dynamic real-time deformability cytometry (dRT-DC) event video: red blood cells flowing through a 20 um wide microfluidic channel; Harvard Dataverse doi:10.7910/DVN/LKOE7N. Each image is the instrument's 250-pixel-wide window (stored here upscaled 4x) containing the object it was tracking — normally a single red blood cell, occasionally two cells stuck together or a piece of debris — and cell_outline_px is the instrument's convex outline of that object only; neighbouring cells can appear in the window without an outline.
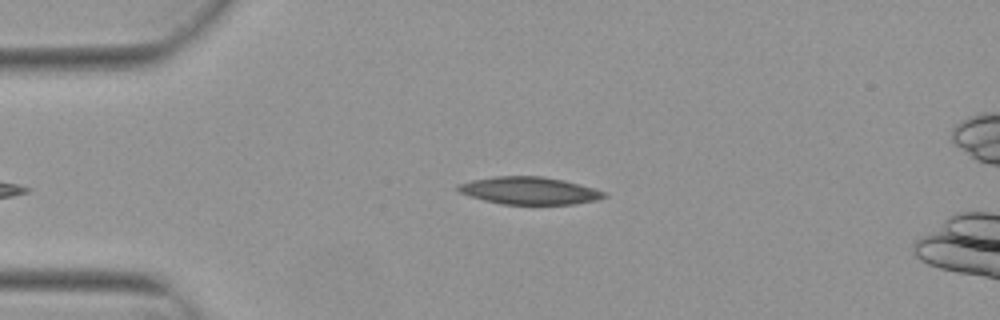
{"species": "Egyptian fruit bat (a non-hibernating species)", "species_latin": "Rousettus aegyptiacus", "temperature_condition": "warm", "stored_images_in_passage": 37, "camera_frame_rate_fps": 3000, "um_per_image_px": 0.085, "animal": {"sex": "female"}, "frame": {"image": 1, "passage_image": 2, "time_ms": 0.333, "image_size_px": [1000, 320], "cell_outline_px": [[608, 196], [596, 200], [572, 204], [500, 204], [468, 196], [460, 192], [456, 188], [456, 184], [472, 180], [496, 176], [544, 176], [564, 180], [592, 188], [604, 192]], "centroid_in_image_um": [44.94, 16.2], "position_along_channel_um": 40.1, "area_um2": 23.29}}
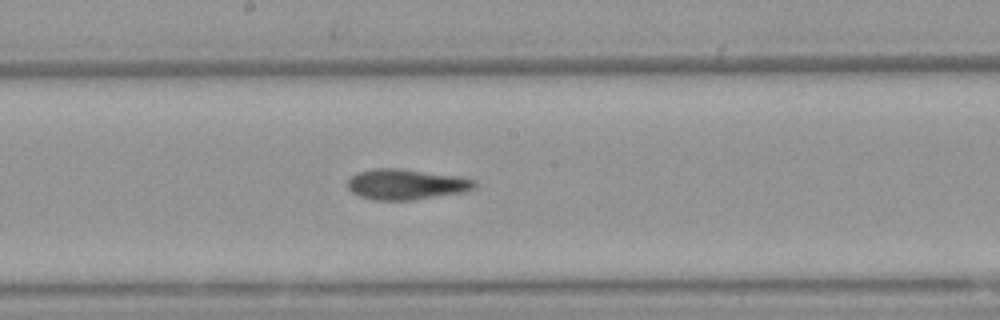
{"frame": {"image": 2, "passage_image": 18, "time_ms": 5.667, "image_size_px": [1000, 320], "cell_outline_px": [[480, 184], [476, 188], [464, 192], [412, 200], [372, 200], [360, 196], [352, 192], [348, 188], [348, 180], [356, 172], [372, 168], [400, 168], [460, 176], [476, 180]], "centroid_in_image_um": [34.56, 15.66], "position_along_channel_um": 213.6, "area_um2": 22.95}}
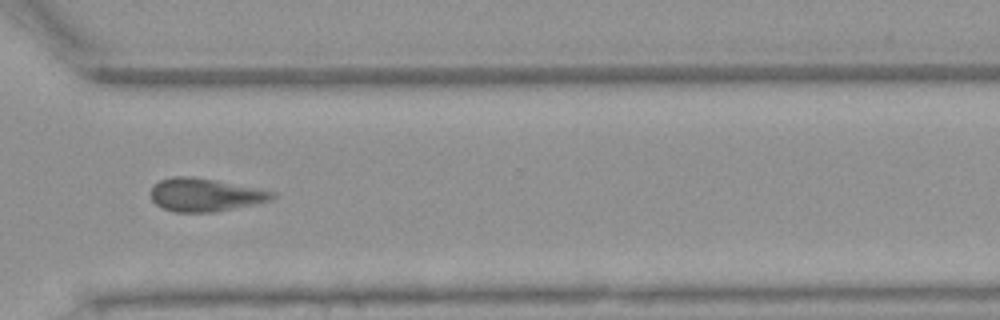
{"frame": {"image": 3, "passage_image": 29, "time_ms": 9.333, "image_size_px": [1000, 320], "cell_outline_px": [[276, 196], [272, 200], [212, 212], [176, 212], [164, 208], [156, 204], [152, 200], [152, 188], [160, 180], [172, 176], [192, 176], [276, 192]], "centroid_in_image_um": [17.42, 16.56], "position_along_channel_um": 353.2, "area_um2": 22.95}, "authors_computed_cell_mechanics": {"area_um2": 22.7732, "velocity_mm_per_s": 3.8068, "shape_relaxation_time_tau1_ms": null, "shape_relaxation_time_tau2_ms": 4.5808, "deformation_change_tau1": null, "deformation_change_tau2": 0.1462}}